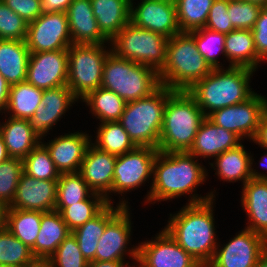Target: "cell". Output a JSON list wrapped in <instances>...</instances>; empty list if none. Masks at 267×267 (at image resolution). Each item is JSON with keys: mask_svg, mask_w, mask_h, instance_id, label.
I'll return each instance as SVG.
<instances>
[{"mask_svg": "<svg viewBox=\"0 0 267 267\" xmlns=\"http://www.w3.org/2000/svg\"><path fill=\"white\" fill-rule=\"evenodd\" d=\"M198 158L188 152H160L153 165L152 182L146 195L145 203L180 198L184 194L189 195L188 204L208 201L215 197L212 190L206 196L196 192V188L206 182L208 172ZM194 193V194H193Z\"/></svg>", "mask_w": 267, "mask_h": 267, "instance_id": "obj_1", "label": "cell"}, {"mask_svg": "<svg viewBox=\"0 0 267 267\" xmlns=\"http://www.w3.org/2000/svg\"><path fill=\"white\" fill-rule=\"evenodd\" d=\"M214 202L188 204L180 211L170 214L164 229L195 260L209 264L219 242L216 237Z\"/></svg>", "mask_w": 267, "mask_h": 267, "instance_id": "obj_2", "label": "cell"}, {"mask_svg": "<svg viewBox=\"0 0 267 267\" xmlns=\"http://www.w3.org/2000/svg\"><path fill=\"white\" fill-rule=\"evenodd\" d=\"M255 70L247 67L212 69L187 92L196 100L207 117L213 111L237 105L249 99L255 92L250 88Z\"/></svg>", "mask_w": 267, "mask_h": 267, "instance_id": "obj_3", "label": "cell"}, {"mask_svg": "<svg viewBox=\"0 0 267 267\" xmlns=\"http://www.w3.org/2000/svg\"><path fill=\"white\" fill-rule=\"evenodd\" d=\"M205 118L187 91H174L166 101L158 150L188 152Z\"/></svg>", "mask_w": 267, "mask_h": 267, "instance_id": "obj_4", "label": "cell"}, {"mask_svg": "<svg viewBox=\"0 0 267 267\" xmlns=\"http://www.w3.org/2000/svg\"><path fill=\"white\" fill-rule=\"evenodd\" d=\"M212 71L197 49L194 30L180 32L168 39L166 64L159 72L162 86L187 91Z\"/></svg>", "mask_w": 267, "mask_h": 267, "instance_id": "obj_5", "label": "cell"}, {"mask_svg": "<svg viewBox=\"0 0 267 267\" xmlns=\"http://www.w3.org/2000/svg\"><path fill=\"white\" fill-rule=\"evenodd\" d=\"M173 92L161 85L147 97L126 102L118 122L136 147L158 149L166 101Z\"/></svg>", "mask_w": 267, "mask_h": 267, "instance_id": "obj_6", "label": "cell"}, {"mask_svg": "<svg viewBox=\"0 0 267 267\" xmlns=\"http://www.w3.org/2000/svg\"><path fill=\"white\" fill-rule=\"evenodd\" d=\"M161 86L153 68L118 57L111 51L104 63L101 87L115 92L125 102L149 96Z\"/></svg>", "mask_w": 267, "mask_h": 267, "instance_id": "obj_7", "label": "cell"}, {"mask_svg": "<svg viewBox=\"0 0 267 267\" xmlns=\"http://www.w3.org/2000/svg\"><path fill=\"white\" fill-rule=\"evenodd\" d=\"M168 39L129 22L110 43L118 57L149 66L159 73L166 64Z\"/></svg>", "mask_w": 267, "mask_h": 267, "instance_id": "obj_8", "label": "cell"}, {"mask_svg": "<svg viewBox=\"0 0 267 267\" xmlns=\"http://www.w3.org/2000/svg\"><path fill=\"white\" fill-rule=\"evenodd\" d=\"M111 51V43L72 44L68 48L67 86L78 100L101 87L104 63Z\"/></svg>", "mask_w": 267, "mask_h": 267, "instance_id": "obj_9", "label": "cell"}, {"mask_svg": "<svg viewBox=\"0 0 267 267\" xmlns=\"http://www.w3.org/2000/svg\"><path fill=\"white\" fill-rule=\"evenodd\" d=\"M158 151L153 147H135L117 156L111 193L122 196L151 180L149 177L153 176V165Z\"/></svg>", "mask_w": 267, "mask_h": 267, "instance_id": "obj_10", "label": "cell"}, {"mask_svg": "<svg viewBox=\"0 0 267 267\" xmlns=\"http://www.w3.org/2000/svg\"><path fill=\"white\" fill-rule=\"evenodd\" d=\"M266 111L267 97L256 92L244 102L213 111L207 118L215 125L235 133L242 141L245 138L251 141Z\"/></svg>", "mask_w": 267, "mask_h": 267, "instance_id": "obj_11", "label": "cell"}, {"mask_svg": "<svg viewBox=\"0 0 267 267\" xmlns=\"http://www.w3.org/2000/svg\"><path fill=\"white\" fill-rule=\"evenodd\" d=\"M25 41L30 53L68 50L72 40L66 12L42 13L28 23Z\"/></svg>", "mask_w": 267, "mask_h": 267, "instance_id": "obj_12", "label": "cell"}, {"mask_svg": "<svg viewBox=\"0 0 267 267\" xmlns=\"http://www.w3.org/2000/svg\"><path fill=\"white\" fill-rule=\"evenodd\" d=\"M229 242L217 245L208 267H254L260 255L267 249V240L244 228Z\"/></svg>", "mask_w": 267, "mask_h": 267, "instance_id": "obj_13", "label": "cell"}, {"mask_svg": "<svg viewBox=\"0 0 267 267\" xmlns=\"http://www.w3.org/2000/svg\"><path fill=\"white\" fill-rule=\"evenodd\" d=\"M130 207H123L107 224L98 240L94 261H125L128 256L133 261L138 256V246L130 249L132 224ZM128 253V254H127ZM127 254V255H126Z\"/></svg>", "mask_w": 267, "mask_h": 267, "instance_id": "obj_14", "label": "cell"}, {"mask_svg": "<svg viewBox=\"0 0 267 267\" xmlns=\"http://www.w3.org/2000/svg\"><path fill=\"white\" fill-rule=\"evenodd\" d=\"M133 1L130 3V22L133 25L167 38L181 32L174 0H140L138 5Z\"/></svg>", "mask_w": 267, "mask_h": 267, "instance_id": "obj_15", "label": "cell"}, {"mask_svg": "<svg viewBox=\"0 0 267 267\" xmlns=\"http://www.w3.org/2000/svg\"><path fill=\"white\" fill-rule=\"evenodd\" d=\"M138 257L142 267H196L199 264L164 228L154 239L140 242Z\"/></svg>", "mask_w": 267, "mask_h": 267, "instance_id": "obj_16", "label": "cell"}, {"mask_svg": "<svg viewBox=\"0 0 267 267\" xmlns=\"http://www.w3.org/2000/svg\"><path fill=\"white\" fill-rule=\"evenodd\" d=\"M68 50L30 53L26 81L42 90L67 86Z\"/></svg>", "mask_w": 267, "mask_h": 267, "instance_id": "obj_17", "label": "cell"}, {"mask_svg": "<svg viewBox=\"0 0 267 267\" xmlns=\"http://www.w3.org/2000/svg\"><path fill=\"white\" fill-rule=\"evenodd\" d=\"M78 101L68 86L43 90L41 104L29 119L33 132L40 140H43L49 130L55 127L54 125L59 122L63 115L65 116L70 109L69 107Z\"/></svg>", "mask_w": 267, "mask_h": 267, "instance_id": "obj_18", "label": "cell"}, {"mask_svg": "<svg viewBox=\"0 0 267 267\" xmlns=\"http://www.w3.org/2000/svg\"><path fill=\"white\" fill-rule=\"evenodd\" d=\"M92 136L85 132H69L41 143L47 148L57 170L62 173L79 172Z\"/></svg>", "mask_w": 267, "mask_h": 267, "instance_id": "obj_19", "label": "cell"}, {"mask_svg": "<svg viewBox=\"0 0 267 267\" xmlns=\"http://www.w3.org/2000/svg\"><path fill=\"white\" fill-rule=\"evenodd\" d=\"M56 199L57 180H38L22 173L9 208L50 212L56 208Z\"/></svg>", "mask_w": 267, "mask_h": 267, "instance_id": "obj_20", "label": "cell"}, {"mask_svg": "<svg viewBox=\"0 0 267 267\" xmlns=\"http://www.w3.org/2000/svg\"><path fill=\"white\" fill-rule=\"evenodd\" d=\"M116 158L117 156L102 151L91 143L79 170L87 185L95 193L103 195L108 204L114 203L110 195Z\"/></svg>", "mask_w": 267, "mask_h": 267, "instance_id": "obj_21", "label": "cell"}, {"mask_svg": "<svg viewBox=\"0 0 267 267\" xmlns=\"http://www.w3.org/2000/svg\"><path fill=\"white\" fill-rule=\"evenodd\" d=\"M241 140L235 133L215 125L206 117L188 153L196 158H216L219 154L238 147L242 144Z\"/></svg>", "mask_w": 267, "mask_h": 267, "instance_id": "obj_22", "label": "cell"}, {"mask_svg": "<svg viewBox=\"0 0 267 267\" xmlns=\"http://www.w3.org/2000/svg\"><path fill=\"white\" fill-rule=\"evenodd\" d=\"M72 44H102L110 41L101 33L91 0H73L66 10Z\"/></svg>", "mask_w": 267, "mask_h": 267, "instance_id": "obj_23", "label": "cell"}, {"mask_svg": "<svg viewBox=\"0 0 267 267\" xmlns=\"http://www.w3.org/2000/svg\"><path fill=\"white\" fill-rule=\"evenodd\" d=\"M242 186L240 201L248 217L245 228L267 240V179H250Z\"/></svg>", "mask_w": 267, "mask_h": 267, "instance_id": "obj_24", "label": "cell"}, {"mask_svg": "<svg viewBox=\"0 0 267 267\" xmlns=\"http://www.w3.org/2000/svg\"><path fill=\"white\" fill-rule=\"evenodd\" d=\"M119 203L108 204L97 216L86 221L82 226L71 233L75 236L83 257L88 261H94L96 247L100 236L103 234L106 224L123 208L129 207L128 200L124 197Z\"/></svg>", "mask_w": 267, "mask_h": 267, "instance_id": "obj_25", "label": "cell"}, {"mask_svg": "<svg viewBox=\"0 0 267 267\" xmlns=\"http://www.w3.org/2000/svg\"><path fill=\"white\" fill-rule=\"evenodd\" d=\"M70 233L60 212H41L40 229L32 254L36 259H49Z\"/></svg>", "mask_w": 267, "mask_h": 267, "instance_id": "obj_26", "label": "cell"}, {"mask_svg": "<svg viewBox=\"0 0 267 267\" xmlns=\"http://www.w3.org/2000/svg\"><path fill=\"white\" fill-rule=\"evenodd\" d=\"M0 135L9 157L21 160L41 142L33 132L29 120L10 116L5 122L0 123Z\"/></svg>", "mask_w": 267, "mask_h": 267, "instance_id": "obj_27", "label": "cell"}, {"mask_svg": "<svg viewBox=\"0 0 267 267\" xmlns=\"http://www.w3.org/2000/svg\"><path fill=\"white\" fill-rule=\"evenodd\" d=\"M29 56L25 40L0 39V74L10 85L26 81Z\"/></svg>", "mask_w": 267, "mask_h": 267, "instance_id": "obj_28", "label": "cell"}, {"mask_svg": "<svg viewBox=\"0 0 267 267\" xmlns=\"http://www.w3.org/2000/svg\"><path fill=\"white\" fill-rule=\"evenodd\" d=\"M101 33L111 41L130 22L131 0H91Z\"/></svg>", "mask_w": 267, "mask_h": 267, "instance_id": "obj_29", "label": "cell"}, {"mask_svg": "<svg viewBox=\"0 0 267 267\" xmlns=\"http://www.w3.org/2000/svg\"><path fill=\"white\" fill-rule=\"evenodd\" d=\"M243 144L231 150H227L214 158V162L210 163L211 168L215 170V175L223 181L236 182L242 181L244 185L251 177V157L244 148ZM216 167H215V166Z\"/></svg>", "mask_w": 267, "mask_h": 267, "instance_id": "obj_30", "label": "cell"}, {"mask_svg": "<svg viewBox=\"0 0 267 267\" xmlns=\"http://www.w3.org/2000/svg\"><path fill=\"white\" fill-rule=\"evenodd\" d=\"M224 48L229 67H247L256 71L261 64L249 29H234L225 34Z\"/></svg>", "mask_w": 267, "mask_h": 267, "instance_id": "obj_31", "label": "cell"}, {"mask_svg": "<svg viewBox=\"0 0 267 267\" xmlns=\"http://www.w3.org/2000/svg\"><path fill=\"white\" fill-rule=\"evenodd\" d=\"M43 90L27 81L10 86L5 112L13 118L29 120L41 104Z\"/></svg>", "mask_w": 267, "mask_h": 267, "instance_id": "obj_32", "label": "cell"}, {"mask_svg": "<svg viewBox=\"0 0 267 267\" xmlns=\"http://www.w3.org/2000/svg\"><path fill=\"white\" fill-rule=\"evenodd\" d=\"M81 102H85L90 112L101 123L118 121L124 112L126 102L115 92L99 87L89 92Z\"/></svg>", "mask_w": 267, "mask_h": 267, "instance_id": "obj_33", "label": "cell"}, {"mask_svg": "<svg viewBox=\"0 0 267 267\" xmlns=\"http://www.w3.org/2000/svg\"><path fill=\"white\" fill-rule=\"evenodd\" d=\"M41 223V211L9 208L6 228L30 249L34 247Z\"/></svg>", "mask_w": 267, "mask_h": 267, "instance_id": "obj_34", "label": "cell"}, {"mask_svg": "<svg viewBox=\"0 0 267 267\" xmlns=\"http://www.w3.org/2000/svg\"><path fill=\"white\" fill-rule=\"evenodd\" d=\"M107 205L108 202L105 197L94 192L86 200L76 202L70 206H56L55 210L61 213L63 221L72 232L86 221L97 216Z\"/></svg>", "mask_w": 267, "mask_h": 267, "instance_id": "obj_35", "label": "cell"}, {"mask_svg": "<svg viewBox=\"0 0 267 267\" xmlns=\"http://www.w3.org/2000/svg\"><path fill=\"white\" fill-rule=\"evenodd\" d=\"M95 141L98 149L119 156L133 150L136 146L118 121L99 123Z\"/></svg>", "mask_w": 267, "mask_h": 267, "instance_id": "obj_36", "label": "cell"}, {"mask_svg": "<svg viewBox=\"0 0 267 267\" xmlns=\"http://www.w3.org/2000/svg\"><path fill=\"white\" fill-rule=\"evenodd\" d=\"M36 260L27 245L7 228L0 229V266L29 267Z\"/></svg>", "mask_w": 267, "mask_h": 267, "instance_id": "obj_37", "label": "cell"}, {"mask_svg": "<svg viewBox=\"0 0 267 267\" xmlns=\"http://www.w3.org/2000/svg\"><path fill=\"white\" fill-rule=\"evenodd\" d=\"M214 0H174L181 32L204 28Z\"/></svg>", "mask_w": 267, "mask_h": 267, "instance_id": "obj_38", "label": "cell"}, {"mask_svg": "<svg viewBox=\"0 0 267 267\" xmlns=\"http://www.w3.org/2000/svg\"><path fill=\"white\" fill-rule=\"evenodd\" d=\"M93 193L79 172L62 173L57 180L56 206H70L86 200Z\"/></svg>", "mask_w": 267, "mask_h": 267, "instance_id": "obj_39", "label": "cell"}, {"mask_svg": "<svg viewBox=\"0 0 267 267\" xmlns=\"http://www.w3.org/2000/svg\"><path fill=\"white\" fill-rule=\"evenodd\" d=\"M23 173L38 180H58L57 170L47 148L40 142L23 160Z\"/></svg>", "mask_w": 267, "mask_h": 267, "instance_id": "obj_40", "label": "cell"}, {"mask_svg": "<svg viewBox=\"0 0 267 267\" xmlns=\"http://www.w3.org/2000/svg\"><path fill=\"white\" fill-rule=\"evenodd\" d=\"M194 40L197 49L212 69L224 68L223 64L218 61L220 53L226 58L224 33L214 32L205 27L199 28L194 30Z\"/></svg>", "mask_w": 267, "mask_h": 267, "instance_id": "obj_41", "label": "cell"}, {"mask_svg": "<svg viewBox=\"0 0 267 267\" xmlns=\"http://www.w3.org/2000/svg\"><path fill=\"white\" fill-rule=\"evenodd\" d=\"M23 173V162L18 158H9L0 163V200L8 206L14 200L16 188Z\"/></svg>", "mask_w": 267, "mask_h": 267, "instance_id": "obj_42", "label": "cell"}, {"mask_svg": "<svg viewBox=\"0 0 267 267\" xmlns=\"http://www.w3.org/2000/svg\"><path fill=\"white\" fill-rule=\"evenodd\" d=\"M49 260L55 267H87L88 265L72 233L61 242Z\"/></svg>", "mask_w": 267, "mask_h": 267, "instance_id": "obj_43", "label": "cell"}, {"mask_svg": "<svg viewBox=\"0 0 267 267\" xmlns=\"http://www.w3.org/2000/svg\"><path fill=\"white\" fill-rule=\"evenodd\" d=\"M262 6L243 0H228V15L235 29L252 30Z\"/></svg>", "mask_w": 267, "mask_h": 267, "instance_id": "obj_44", "label": "cell"}, {"mask_svg": "<svg viewBox=\"0 0 267 267\" xmlns=\"http://www.w3.org/2000/svg\"><path fill=\"white\" fill-rule=\"evenodd\" d=\"M28 22L0 0V39L25 40Z\"/></svg>", "mask_w": 267, "mask_h": 267, "instance_id": "obj_45", "label": "cell"}, {"mask_svg": "<svg viewBox=\"0 0 267 267\" xmlns=\"http://www.w3.org/2000/svg\"><path fill=\"white\" fill-rule=\"evenodd\" d=\"M205 28L227 34L234 30L228 15V0H214L209 10Z\"/></svg>", "mask_w": 267, "mask_h": 267, "instance_id": "obj_46", "label": "cell"}, {"mask_svg": "<svg viewBox=\"0 0 267 267\" xmlns=\"http://www.w3.org/2000/svg\"><path fill=\"white\" fill-rule=\"evenodd\" d=\"M251 31L257 56L261 61L265 62L264 60H267V6L262 7Z\"/></svg>", "mask_w": 267, "mask_h": 267, "instance_id": "obj_47", "label": "cell"}, {"mask_svg": "<svg viewBox=\"0 0 267 267\" xmlns=\"http://www.w3.org/2000/svg\"><path fill=\"white\" fill-rule=\"evenodd\" d=\"M12 11L26 22L36 20L43 12L41 0H2Z\"/></svg>", "mask_w": 267, "mask_h": 267, "instance_id": "obj_48", "label": "cell"}, {"mask_svg": "<svg viewBox=\"0 0 267 267\" xmlns=\"http://www.w3.org/2000/svg\"><path fill=\"white\" fill-rule=\"evenodd\" d=\"M73 0H41L42 12H66Z\"/></svg>", "mask_w": 267, "mask_h": 267, "instance_id": "obj_49", "label": "cell"}, {"mask_svg": "<svg viewBox=\"0 0 267 267\" xmlns=\"http://www.w3.org/2000/svg\"><path fill=\"white\" fill-rule=\"evenodd\" d=\"M252 142L267 150V111L262 115Z\"/></svg>", "mask_w": 267, "mask_h": 267, "instance_id": "obj_50", "label": "cell"}, {"mask_svg": "<svg viewBox=\"0 0 267 267\" xmlns=\"http://www.w3.org/2000/svg\"><path fill=\"white\" fill-rule=\"evenodd\" d=\"M10 84L7 80L0 74V113L5 114L7 108Z\"/></svg>", "mask_w": 267, "mask_h": 267, "instance_id": "obj_51", "label": "cell"}, {"mask_svg": "<svg viewBox=\"0 0 267 267\" xmlns=\"http://www.w3.org/2000/svg\"><path fill=\"white\" fill-rule=\"evenodd\" d=\"M254 158L251 157V177L252 179H267V172L266 174L259 172L258 170L253 168ZM259 164L265 170H267V151L266 153L260 158ZM258 171V172H257Z\"/></svg>", "mask_w": 267, "mask_h": 267, "instance_id": "obj_52", "label": "cell"}, {"mask_svg": "<svg viewBox=\"0 0 267 267\" xmlns=\"http://www.w3.org/2000/svg\"><path fill=\"white\" fill-rule=\"evenodd\" d=\"M8 209L9 206L0 200V229L6 228Z\"/></svg>", "mask_w": 267, "mask_h": 267, "instance_id": "obj_53", "label": "cell"}, {"mask_svg": "<svg viewBox=\"0 0 267 267\" xmlns=\"http://www.w3.org/2000/svg\"><path fill=\"white\" fill-rule=\"evenodd\" d=\"M121 261H91L87 267H117Z\"/></svg>", "mask_w": 267, "mask_h": 267, "instance_id": "obj_54", "label": "cell"}, {"mask_svg": "<svg viewBox=\"0 0 267 267\" xmlns=\"http://www.w3.org/2000/svg\"><path fill=\"white\" fill-rule=\"evenodd\" d=\"M9 158L3 137L0 135V163L7 161Z\"/></svg>", "mask_w": 267, "mask_h": 267, "instance_id": "obj_55", "label": "cell"}, {"mask_svg": "<svg viewBox=\"0 0 267 267\" xmlns=\"http://www.w3.org/2000/svg\"><path fill=\"white\" fill-rule=\"evenodd\" d=\"M29 267H55L49 259H37Z\"/></svg>", "mask_w": 267, "mask_h": 267, "instance_id": "obj_56", "label": "cell"}, {"mask_svg": "<svg viewBox=\"0 0 267 267\" xmlns=\"http://www.w3.org/2000/svg\"><path fill=\"white\" fill-rule=\"evenodd\" d=\"M254 267H267V249L260 255Z\"/></svg>", "mask_w": 267, "mask_h": 267, "instance_id": "obj_57", "label": "cell"}, {"mask_svg": "<svg viewBox=\"0 0 267 267\" xmlns=\"http://www.w3.org/2000/svg\"><path fill=\"white\" fill-rule=\"evenodd\" d=\"M126 261H124V262H121L117 267H142V265H141V262H140V259H139V257L137 256V257H135V261L133 262V265L131 266V265H129L130 263L129 262H126ZM135 262H137V263H135ZM135 264H137L136 266H135Z\"/></svg>", "mask_w": 267, "mask_h": 267, "instance_id": "obj_58", "label": "cell"}, {"mask_svg": "<svg viewBox=\"0 0 267 267\" xmlns=\"http://www.w3.org/2000/svg\"><path fill=\"white\" fill-rule=\"evenodd\" d=\"M243 1L253 2L255 4L261 5L262 7L267 6V0H243Z\"/></svg>", "mask_w": 267, "mask_h": 267, "instance_id": "obj_59", "label": "cell"}, {"mask_svg": "<svg viewBox=\"0 0 267 267\" xmlns=\"http://www.w3.org/2000/svg\"><path fill=\"white\" fill-rule=\"evenodd\" d=\"M196 267H208V265L207 264L199 263Z\"/></svg>", "mask_w": 267, "mask_h": 267, "instance_id": "obj_60", "label": "cell"}]
</instances>
